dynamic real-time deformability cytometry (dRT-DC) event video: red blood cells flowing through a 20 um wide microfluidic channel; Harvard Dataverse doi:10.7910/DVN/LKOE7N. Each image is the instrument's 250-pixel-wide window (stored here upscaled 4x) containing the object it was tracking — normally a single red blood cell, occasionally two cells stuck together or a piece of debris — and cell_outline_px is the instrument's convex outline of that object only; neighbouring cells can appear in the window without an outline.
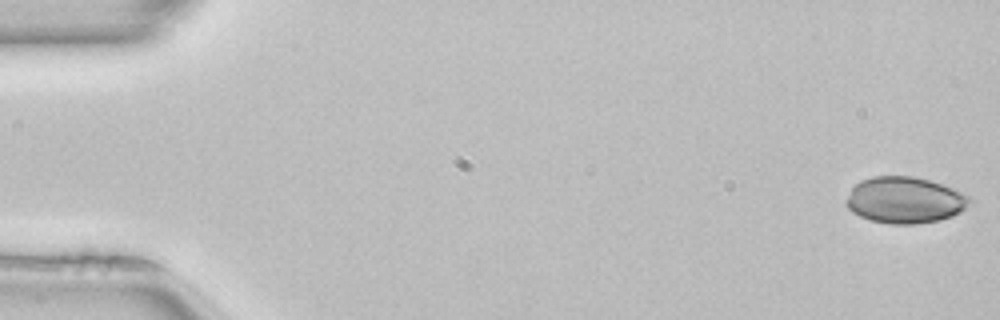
{"species": "common noctule bat (a hibernating species)", "species_latin": "Nyctalus noctula", "temperature_condition": "room temperature", "stored_images_in_passage": 12, "camera_frame_rate_fps": 3000, "um_per_image_px": 0.085, "animal": {"sex": "female", "body_mass_g": 22.7, "forearm_length_mm": 54.2}, "frame": {"image": 1, "passage_image": 1, "time_ms": 0.0, "image_size_px": [1000, 320], "cell_outline_px": [[972, 200], [960, 212], [952, 216], [940, 220], [916, 224], [888, 224], [872, 220], [860, 216], [852, 212], [844, 204], [844, 200], [852, 188], [860, 180], [872, 176], [912, 176], [928, 180], [952, 188], [968, 196]], "centroid_in_image_um": [76.86, 17.01], "position_along_channel_um": 8.1, "area_um2": 33.35}}